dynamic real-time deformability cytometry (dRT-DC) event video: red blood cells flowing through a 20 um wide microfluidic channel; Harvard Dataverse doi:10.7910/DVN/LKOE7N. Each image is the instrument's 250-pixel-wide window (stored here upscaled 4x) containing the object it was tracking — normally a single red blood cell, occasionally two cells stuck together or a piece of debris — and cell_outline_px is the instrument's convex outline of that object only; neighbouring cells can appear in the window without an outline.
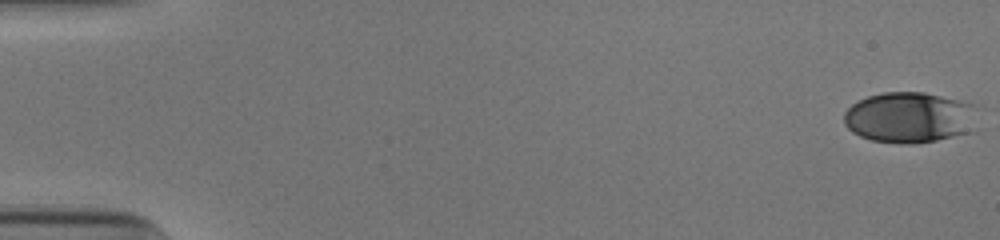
{"species": "human", "species_latin": "Homo sapiens", "temperature_condition": "cold", "stored_images_in_passage": 53, "camera_frame_rate_fps": 3000, "um_per_image_px": 0.085, "donor": {"sex": "male"}, "frame": {"image": 1, "passage_image": 1, "time_ms": 0.0, "image_size_px": [1000, 240], "cell_outline_px": [[972, 104], [968, 132], [936, 140], [908, 144], [872, 140], [860, 136], [852, 132], [844, 124], [844, 112], [852, 104], [868, 96], [884, 92], [924, 92]], "centroid_in_image_um": [77.16, 9.98], "position_along_channel_um": 7.8, "area_um2": 38.38}}
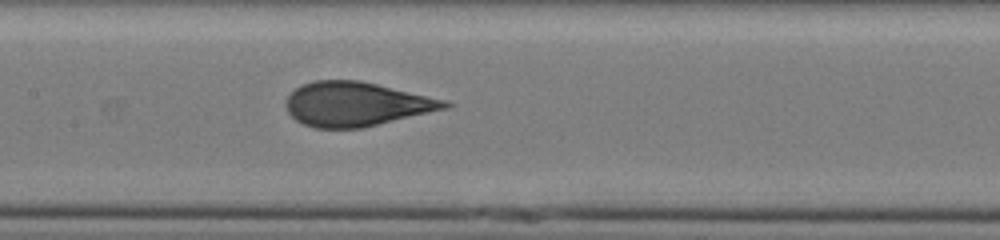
{"frame": {"image": 2, "passage_image": 27, "time_ms": 8.667, "image_size_px": [1000, 240], "cell_outline_px": [[452, 104], [448, 108], [360, 128], [316, 128], [304, 124], [296, 120], [288, 112], [288, 96], [300, 84], [312, 80], [360, 80], [444, 100]], "centroid_in_image_um": [30.25, 8.84], "position_along_channel_um": 177.2, "area_um2": 40.29}}
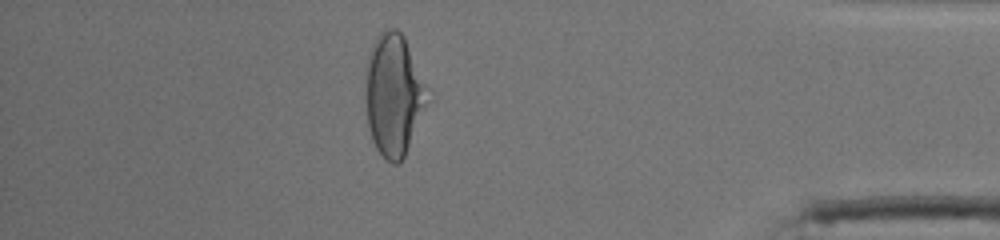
{"frame": {"image": 3, "passage_image": 47, "time_ms": 15.333, "image_size_px": [1000, 240], "cell_outline_px": [[428, 88], [424, 104], [404, 156], [396, 164], [392, 164], [376, 148], [372, 140], [368, 124], [364, 64], [368, 52], [376, 36], [384, 28], [396, 28], [404, 36]], "centroid_in_image_um": [33.4, 7.95], "position_along_channel_um": 401.8, "area_um2": 43.18}, "authors_computed_cell_mechanics": {"area_um2": 40.6334, "velocity_mm_per_s": 3.9083, "shape_relaxation_time_tau1_ms": 5.2288, "shape_relaxation_time_tau2_ms": null, "deformation_change_tau1": 0.2085, "deformation_change_tau2": null}}